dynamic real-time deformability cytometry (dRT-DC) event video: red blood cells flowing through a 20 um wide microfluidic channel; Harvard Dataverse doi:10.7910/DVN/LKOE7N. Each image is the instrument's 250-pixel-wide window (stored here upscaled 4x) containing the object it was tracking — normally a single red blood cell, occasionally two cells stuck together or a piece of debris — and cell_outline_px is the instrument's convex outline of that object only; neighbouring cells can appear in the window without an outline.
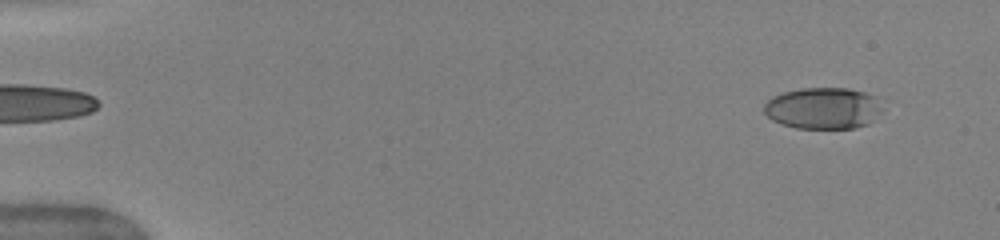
{"species": "human", "species_latin": "Homo sapiens", "temperature_condition": "warm", "stored_images_in_passage": 50, "camera_frame_rate_fps": 3000, "um_per_image_px": 0.085, "donor": {"sex": "female"}, "frame": {"image": 1, "passage_image": 4, "time_ms": 1.0, "image_size_px": [1000, 240], "cell_outline_px": [[884, 108], [868, 124], [856, 128], [796, 128], [772, 120], [764, 112], [764, 104], [772, 96], [784, 92], [800, 88], [848, 88], [864, 92], [876, 96]], "centroid_in_image_um": [69.99, 9.19], "position_along_channel_um": 15.0, "area_um2": 28.73}}
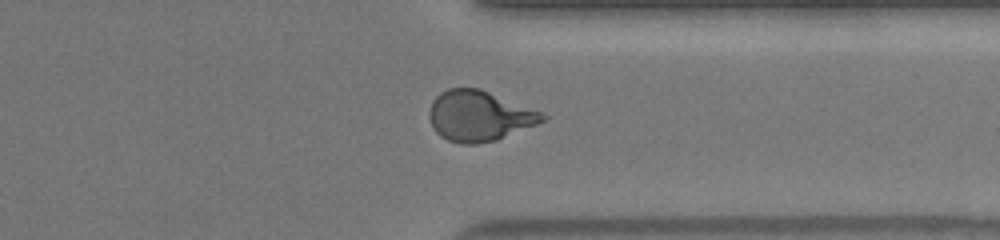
{"frame": {"image": 2, "passage_image": 40, "time_ms": 13.0, "image_size_px": [1000, 240], "cell_outline_px": [[548, 120], [496, 140], [476, 144], [460, 144], [448, 140], [440, 136], [432, 128], [428, 116], [428, 112], [432, 100], [440, 92], [448, 88], [480, 88], [540, 112], [548, 116]], "centroid_in_image_um": [40.7, 9.86], "position_along_channel_um": 370.7, "area_um2": 33.35}}
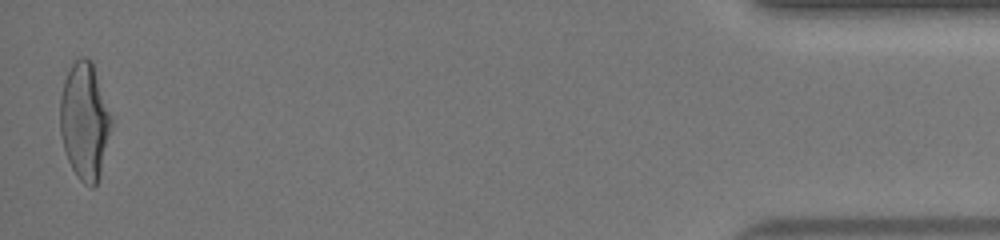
{"frame": {"image": 3, "passage_image": 50, "time_ms": 16.333, "image_size_px": [1000, 240], "cell_outline_px": [[112, 124], [100, 176], [96, 184], [92, 188], [84, 184], [80, 180], [72, 168], [68, 160], [64, 148], [60, 132], [60, 96], [64, 80], [72, 64], [80, 56], [84, 56], [92, 60], [112, 116]], "centroid_in_image_um": [7.2, 10.28], "position_along_channel_um": 428.0, "area_um2": 35.03}, "authors_computed_cell_mechanics": {"area_um2": 32.6859, "velocity_mm_per_s": 4.0727, "shape_relaxation_time_tau1_ms": 4.4882, "shape_relaxation_time_tau2_ms": 0.7369, "deformation_change_tau1": 0.2074, "deformation_change_tau2": 0.0777}}